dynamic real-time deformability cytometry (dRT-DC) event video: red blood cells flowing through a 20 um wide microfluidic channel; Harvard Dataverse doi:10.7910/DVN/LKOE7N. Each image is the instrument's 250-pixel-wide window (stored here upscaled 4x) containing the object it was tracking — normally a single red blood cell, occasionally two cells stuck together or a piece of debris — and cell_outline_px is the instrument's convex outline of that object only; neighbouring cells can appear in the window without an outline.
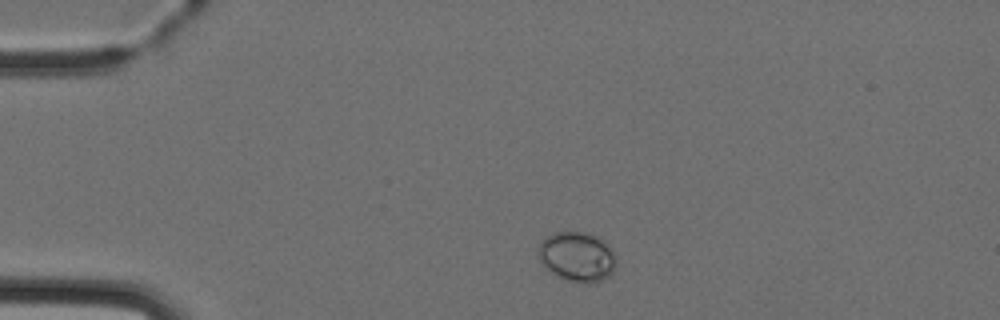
{"species": "Egyptian fruit bat (a non-hibernating species)", "species_latin": "Rousettus aegyptiacus", "temperature_condition": "cold", "stored_images_in_passage": 2, "camera_frame_rate_fps": 3000, "um_per_image_px": 0.085, "animal": {"sex": "female"}, "frame": {"image": 1, "passage_image": 1, "time_ms": 0.0, "image_size_px": [1000, 320], "cell_outline_px": [[616, 264], [612, 272], [608, 276], [592, 284], [580, 284], [564, 280], [556, 276], [544, 268], [540, 260], [536, 248], [540, 240], [544, 236], [552, 232], [580, 232], [596, 236], [604, 240], [612, 248], [616, 256]], "centroid_in_image_um": [49.01, 21.83], "position_along_channel_um": 36.0, "area_um2": 23.29}}